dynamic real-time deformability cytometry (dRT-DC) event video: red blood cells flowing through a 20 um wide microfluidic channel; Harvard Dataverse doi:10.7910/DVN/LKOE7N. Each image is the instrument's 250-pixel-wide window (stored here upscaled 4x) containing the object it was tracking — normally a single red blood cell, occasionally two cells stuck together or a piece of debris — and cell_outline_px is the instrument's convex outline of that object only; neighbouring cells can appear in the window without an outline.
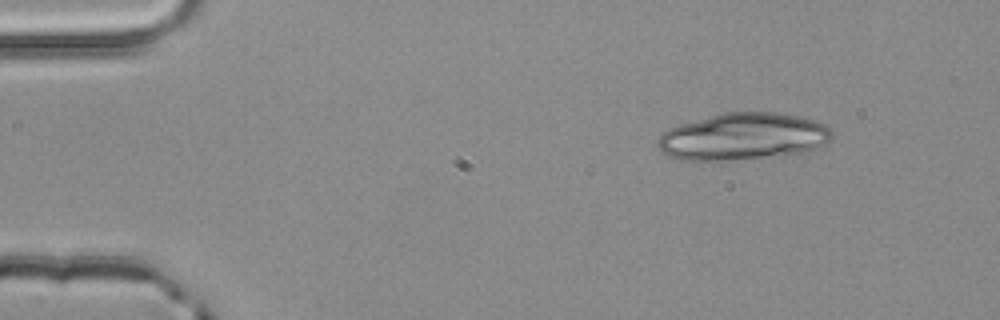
{"species": "common noctule bat (a hibernating species)", "species_latin": "Nyctalus noctula", "temperature_condition": "room temperature", "stored_images_in_passage": 2, "camera_frame_rate_fps": 3000, "um_per_image_px": 0.085, "animal": {"sex": "male", "body_mass_g": 20.4}, "frame": {"image": 1, "passage_image": 1, "time_ms": 0.0, "image_size_px": [1000, 320], "cell_outline_px": [[832, 136], [824, 144], [816, 148], [804, 152], [788, 156], [728, 160], [680, 160], [668, 156], [660, 152], [656, 144], [656, 140], [668, 128], [680, 124], [724, 112], [776, 112], [800, 116], [828, 124], [832, 132]], "centroid_in_image_um": [63.17, 11.62], "position_along_channel_um": 21.8, "area_um2": 48.32}}